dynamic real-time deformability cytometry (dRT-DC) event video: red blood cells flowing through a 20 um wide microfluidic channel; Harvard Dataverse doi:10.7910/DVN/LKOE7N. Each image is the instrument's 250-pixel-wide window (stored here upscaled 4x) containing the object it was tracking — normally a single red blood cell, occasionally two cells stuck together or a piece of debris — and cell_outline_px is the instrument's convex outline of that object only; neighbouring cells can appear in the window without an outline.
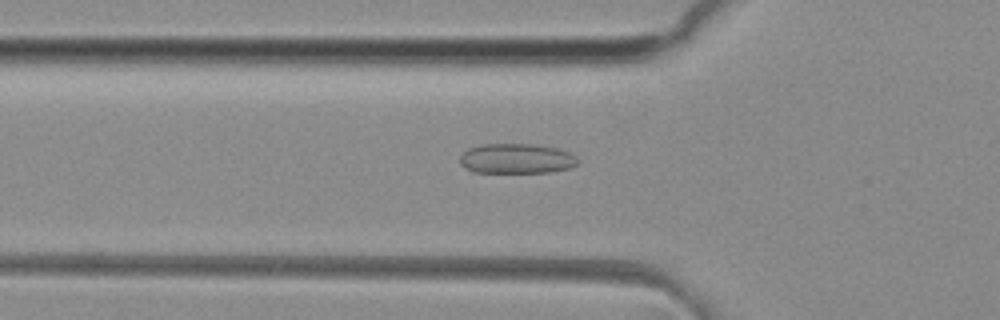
{"species": "common noctule bat (a hibernating species)", "species_latin": "Nyctalus noctula", "temperature_condition": "room temperature", "stored_images_in_passage": 38, "camera_frame_rate_fps": 3000, "um_per_image_px": 0.085, "animal": {"sex": "female", "body_mass_g": 29.2, "forearm_length_mm": 56.3}, "frame": {"image": 1, "passage_image": 5, "time_ms": 1.333, "image_size_px": [1000, 320], "cell_outline_px": [[580, 164], [568, 168], [552, 172], [472, 172], [460, 164], [460, 156], [468, 148], [480, 144], [532, 144], [556, 148], [568, 152], [576, 156], [580, 160]], "centroid_in_image_um": [43.91, 13.48], "position_along_channel_um": 81.9, "area_um2": 20.69}}
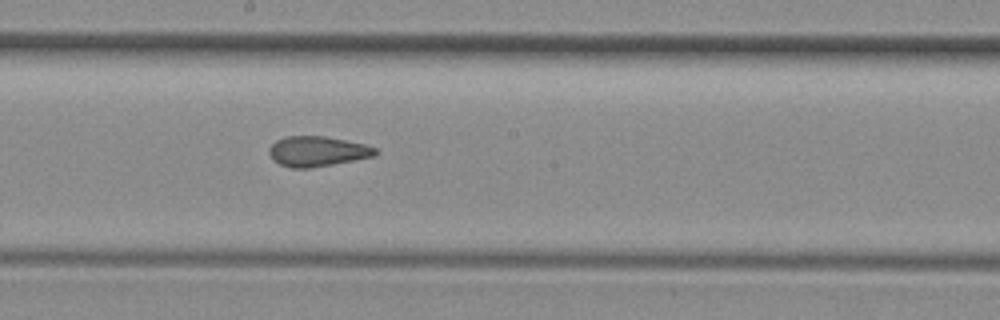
{"frame": {"image": 2, "passage_image": 15, "time_ms": 4.667, "image_size_px": [1000, 320], "cell_outline_px": [[380, 152], [376, 156], [312, 168], [292, 168], [280, 164], [272, 160], [268, 152], [268, 148], [276, 140], [284, 136], [324, 136], [364, 144], [376, 148]], "centroid_in_image_um": [26.96, 12.87], "position_along_channel_um": 221.2, "area_um2": 18.84}}
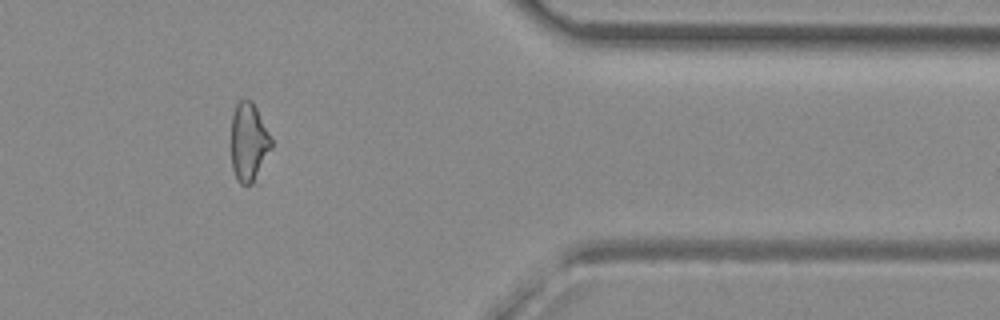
{"frame": {"image": 3, "passage_image": 29, "time_ms": 9.333, "image_size_px": [1000, 320], "cell_outline_px": [[272, 148], [260, 184], [240, 184], [236, 180], [232, 168], [232, 116], [236, 104], [240, 100], [252, 100], [272, 140]], "centroid_in_image_um": [21.19, 12.23], "position_along_channel_um": 390.2, "area_um2": 19.13}, "authors_computed_cell_mechanics": {"area_um2": 19.363, "velocity_mm_per_s": 4.1601, "shape_relaxation_time_tau1_ms": null, "shape_relaxation_time_tau2_ms": 1.9913, "deformation_change_tau1": null, "deformation_change_tau2": 0.0749}}